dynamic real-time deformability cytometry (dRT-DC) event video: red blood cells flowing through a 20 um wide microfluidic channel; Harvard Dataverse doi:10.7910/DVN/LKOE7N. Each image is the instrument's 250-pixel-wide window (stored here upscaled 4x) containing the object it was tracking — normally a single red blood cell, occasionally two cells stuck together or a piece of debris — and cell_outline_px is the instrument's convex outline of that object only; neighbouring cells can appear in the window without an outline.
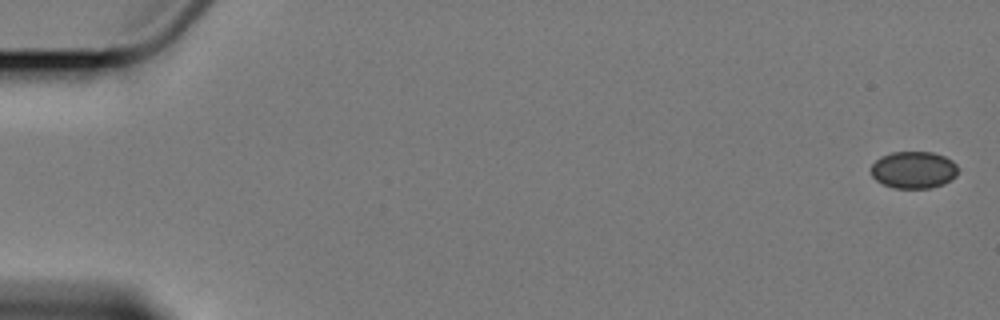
{"species": "Egyptian fruit bat (a non-hibernating species)", "species_latin": "Rousettus aegyptiacus", "temperature_condition": "cold", "stored_images_in_passage": 12, "camera_frame_rate_fps": 3000, "um_per_image_px": 0.085, "animal": {"sex": "female"}, "frame": {"image": 1, "passage_image": 1, "time_ms": 0.0, "image_size_px": [1000, 320], "cell_outline_px": [[960, 168], [956, 176], [952, 180], [944, 184], [932, 188], [892, 188], [876, 180], [872, 176], [872, 164], [880, 156], [892, 152], [932, 152], [944, 156], [952, 160]], "centroid_in_image_um": [77.7, 14.44], "position_along_channel_um": 7.3, "area_um2": 19.02}}
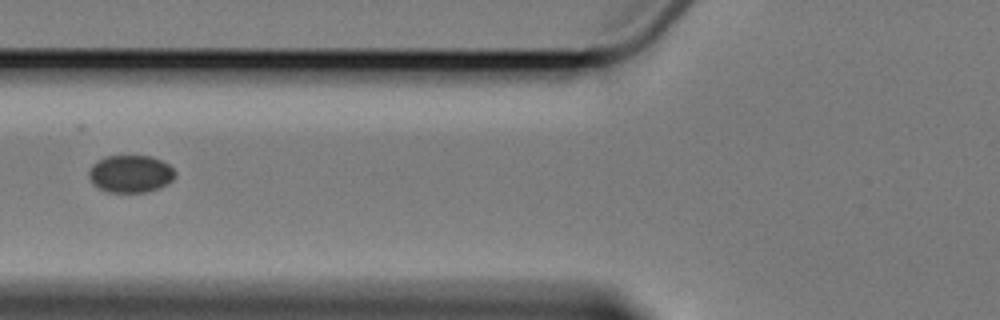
{"frame": {"image": 2, "passage_image": 7, "time_ms": 7.667, "image_size_px": [1000, 320], "cell_outline_px": [[176, 176], [168, 184], [160, 188], [144, 192], [108, 192], [92, 184], [88, 176], [88, 172], [92, 164], [96, 160], [104, 156], [152, 156], [168, 164], [176, 172]], "centroid_in_image_um": [11.08, 14.77], "position_along_channel_um": 114.7, "area_um2": 19.02}}
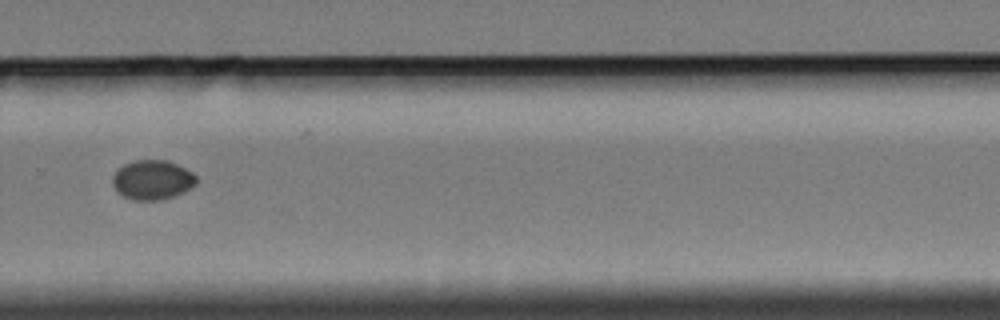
{"frame": {"image": 3, "passage_image": 12, "time_ms": 13.667, "image_size_px": [1000, 320], "cell_outline_px": [[196, 184], [184, 192], [164, 200], [132, 200], [116, 192], [112, 184], [112, 176], [124, 164], [136, 160], [168, 160], [192, 172], [196, 176]], "centroid_in_image_um": [12.94, 15.3], "position_along_channel_um": 316.9, "area_um2": 19.36}}